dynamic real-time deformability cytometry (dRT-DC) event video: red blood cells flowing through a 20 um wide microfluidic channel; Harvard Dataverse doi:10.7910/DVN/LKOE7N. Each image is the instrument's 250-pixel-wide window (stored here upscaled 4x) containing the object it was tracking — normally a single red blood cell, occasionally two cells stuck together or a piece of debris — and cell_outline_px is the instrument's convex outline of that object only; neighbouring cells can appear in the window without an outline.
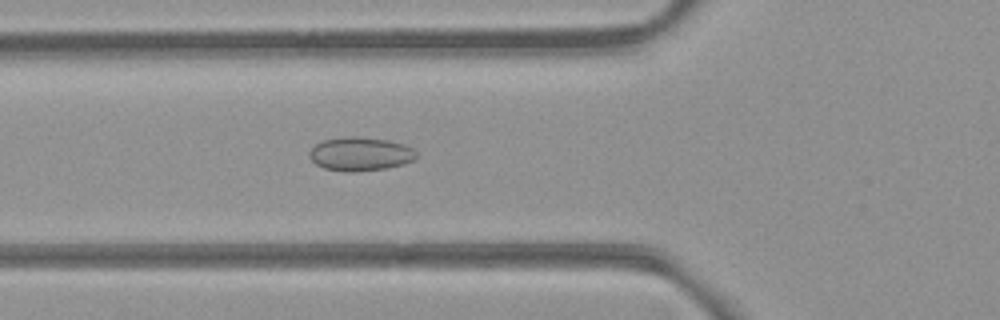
{"species": "common noctule bat (a hibernating species)", "species_latin": "Nyctalus noctula", "temperature_condition": "room temperature", "stored_images_in_passage": 42, "camera_frame_rate_fps": 3000, "um_per_image_px": 0.085, "animal": {"sex": "female", "body_mass_g": 21.9}, "frame": {"image": 1, "passage_image": 8, "time_ms": 2.333, "image_size_px": [1000, 320], "cell_outline_px": [[416, 156], [412, 160], [404, 164], [388, 168], [352, 172], [344, 172], [324, 168], [316, 164], [308, 156], [308, 152], [316, 144], [324, 140], [344, 136], [360, 136], [388, 140], [404, 144], [412, 148], [416, 152]], "centroid_in_image_um": [30.61, 13.08], "position_along_channel_um": 95.2, "area_um2": 21.15}}
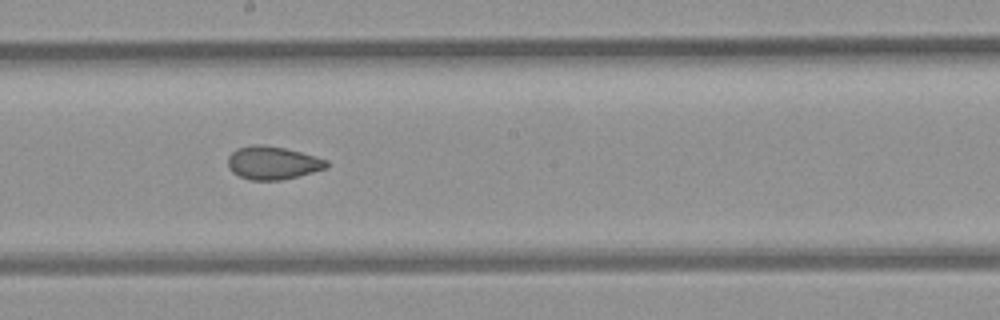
{"frame": {"image": 2, "passage_image": 18, "time_ms": 5.667, "image_size_px": [1000, 320], "cell_outline_px": [[328, 168], [280, 180], [252, 180], [240, 176], [232, 172], [228, 168], [228, 156], [236, 148], [252, 144], [260, 144], [284, 148], [300, 152], [328, 160]], "centroid_in_image_um": [23.15, 13.83], "position_along_channel_um": 225.0, "area_um2": 18.96}}
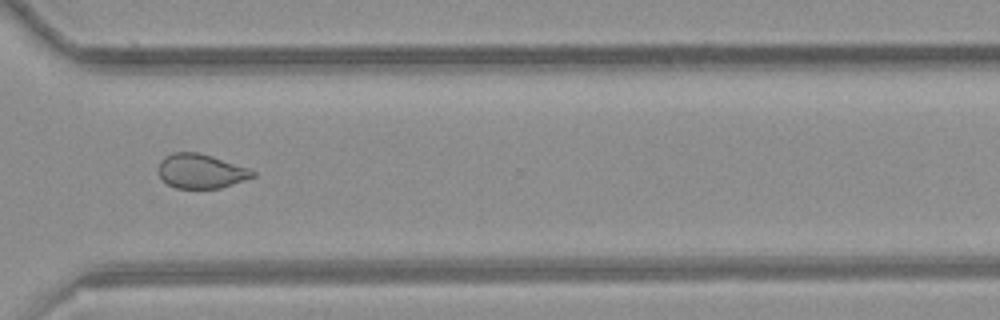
{"frame": {"image": 3, "passage_image": 28, "time_ms": 9.0, "image_size_px": [1000, 320], "cell_outline_px": [[256, 176], [220, 188], [176, 188], [168, 184], [160, 176], [156, 168], [160, 160], [164, 156], [172, 152], [200, 152], [248, 168], [256, 172]], "centroid_in_image_um": [17.04, 14.53], "position_along_channel_um": 353.6, "area_um2": 18.96}, "authors_computed_cell_mechanics": {"area_um2": 19.8543, "velocity_mm_per_s": 3.8644, "shape_relaxation_time_tau1_ms": null, "shape_relaxation_time_tau2_ms": 1.4023, "deformation_change_tau1": null, "deformation_change_tau2": 0.0651}}